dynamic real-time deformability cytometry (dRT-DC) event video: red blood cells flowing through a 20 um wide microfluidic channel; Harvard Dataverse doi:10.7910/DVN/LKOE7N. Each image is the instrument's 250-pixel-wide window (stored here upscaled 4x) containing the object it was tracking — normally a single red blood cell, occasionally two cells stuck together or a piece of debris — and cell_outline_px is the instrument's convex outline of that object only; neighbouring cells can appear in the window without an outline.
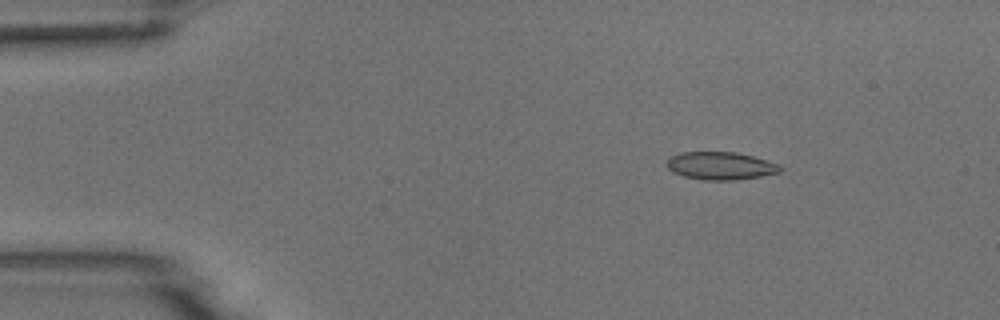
{"species": "common noctule bat (a hibernating species)", "species_latin": "Nyctalus noctula", "temperature_condition": "room temperature", "stored_images_in_passage": 53, "camera_frame_rate_fps": 3000, "um_per_image_px": 0.085, "animal": {"sex": "male", "body_mass_g": 18.8}, "frame": {"image": 1, "passage_image": 8, "time_ms": 2.333, "image_size_px": [1000, 320], "cell_outline_px": [[784, 168], [780, 172], [760, 176], [732, 180], [704, 180], [684, 176], [672, 172], [668, 168], [668, 160], [672, 156], [680, 152], [736, 152], [752, 156], [780, 164]], "centroid_in_image_um": [61.27, 14.09], "position_along_channel_um": 23.7, "area_um2": 18.26}}
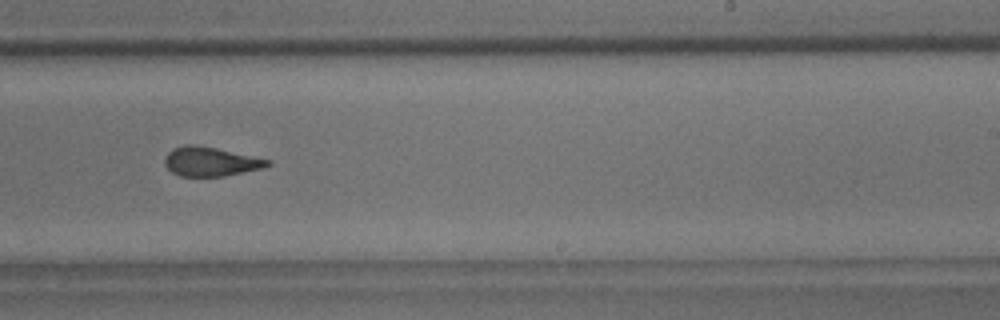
{"frame": {"image": 2, "passage_image": 33, "time_ms": 10.667, "image_size_px": [1000, 320], "cell_outline_px": [[272, 164], [264, 168], [224, 176], [180, 176], [172, 172], [164, 164], [164, 160], [168, 152], [172, 148], [184, 144], [196, 144], [216, 148], [272, 160]], "centroid_in_image_um": [17.9, 13.72], "position_along_channel_um": 271.1, "area_um2": 17.63}}
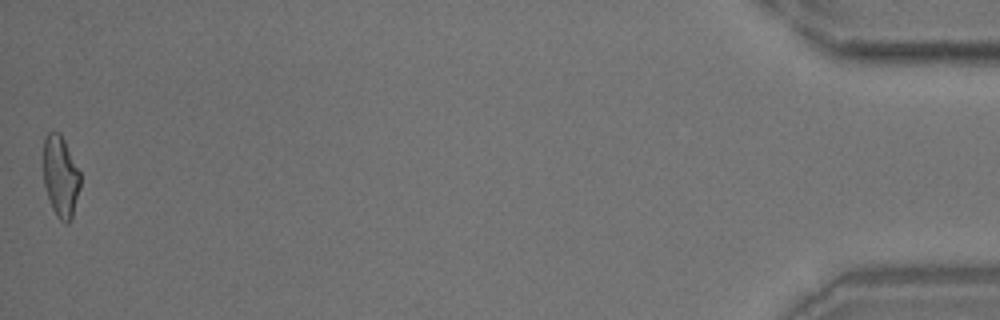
{"frame": {"image": 3, "passage_image": 53, "time_ms": 17.333, "image_size_px": [1000, 320], "cell_outline_px": [[80, 188], [72, 220], [68, 224], [64, 224], [56, 216], [52, 208], [44, 184], [44, 140], [48, 132], [52, 128], [60, 132], [80, 172]], "centroid_in_image_um": [5.16, 15.01], "position_along_channel_um": 430.0, "area_um2": 17.69}}